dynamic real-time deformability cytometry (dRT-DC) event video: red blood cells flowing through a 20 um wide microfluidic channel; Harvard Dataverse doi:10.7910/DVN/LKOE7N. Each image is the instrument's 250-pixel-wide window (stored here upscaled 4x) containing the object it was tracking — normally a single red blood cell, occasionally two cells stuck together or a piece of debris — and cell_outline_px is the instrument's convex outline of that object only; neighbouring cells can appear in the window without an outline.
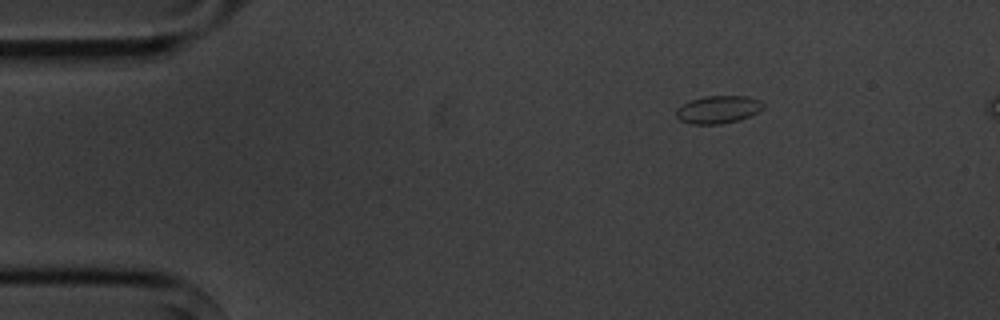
{"species": "common noctule bat (a hibernating species)", "species_latin": "Nyctalus noctula", "temperature_condition": "cold", "stored_images_in_passage": 4, "camera_frame_rate_fps": 3000, "um_per_image_px": 0.085, "animal": {"sex": "male", "body_mass_g": 20.1, "forearm_length_mm": 53.5}, "frame": {"image": 1, "passage_image": 1, "time_ms": 0.0, "image_size_px": [1000, 320], "cell_outline_px": [[764, 108], [740, 120], [720, 124], [692, 124], [680, 120], [676, 116], [676, 108], [688, 100], [704, 96], [748, 96], [760, 100], [764, 104]], "centroid_in_image_um": [61.02, 9.3], "position_along_channel_um": 24.0, "area_um2": 14.16}}